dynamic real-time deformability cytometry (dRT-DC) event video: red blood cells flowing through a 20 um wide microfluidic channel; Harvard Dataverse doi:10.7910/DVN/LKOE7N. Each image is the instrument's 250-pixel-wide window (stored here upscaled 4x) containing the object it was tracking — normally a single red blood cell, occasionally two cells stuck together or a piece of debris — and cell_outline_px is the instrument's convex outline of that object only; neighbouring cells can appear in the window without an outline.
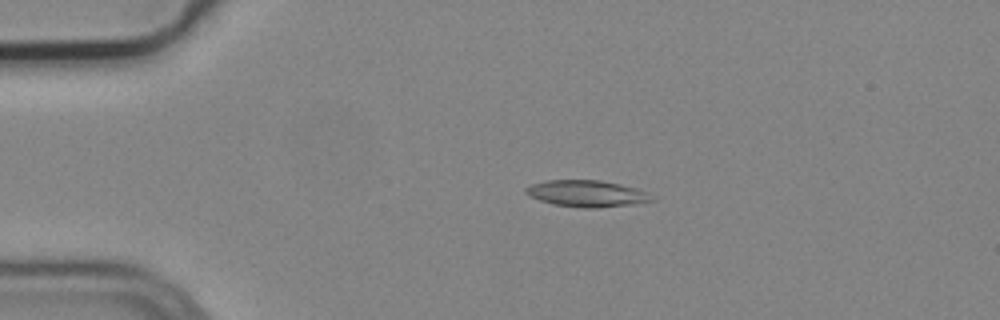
{"species": "common noctule bat (a hibernating species)", "species_latin": "Nyctalus noctula", "temperature_condition": "cold", "stored_images_in_passage": 3, "camera_frame_rate_fps": 3000, "um_per_image_px": 0.085, "animal": {"sex": "male", "body_mass_g": 19.2, "forearm_length_mm": 51.8}, "frame": {"image": 1, "passage_image": 2, "time_ms": 0.333, "image_size_px": [1000, 320], "cell_outline_px": [[656, 200], [632, 204], [596, 208], [584, 208], [552, 204], [540, 200], [524, 192], [524, 188], [532, 184], [548, 180], [600, 180], [620, 184], [636, 188], [648, 192]], "centroid_in_image_um": [49.89, 16.45], "position_along_channel_um": 35.1, "area_um2": 19.42}}